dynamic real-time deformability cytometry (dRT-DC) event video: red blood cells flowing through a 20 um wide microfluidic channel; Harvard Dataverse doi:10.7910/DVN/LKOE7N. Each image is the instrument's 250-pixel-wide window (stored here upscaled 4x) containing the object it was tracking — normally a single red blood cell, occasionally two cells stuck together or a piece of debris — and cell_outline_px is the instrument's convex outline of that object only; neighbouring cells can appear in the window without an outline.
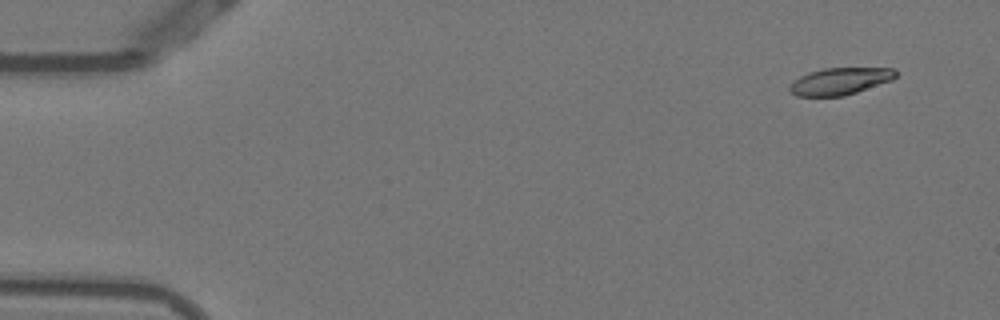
{"species": "Egyptian fruit bat (a non-hibernating species)", "species_latin": "Rousettus aegyptiacus", "temperature_condition": "warm", "stored_images_in_passage": 51, "camera_frame_rate_fps": 3000, "um_per_image_px": 0.085, "animal": {"sex": "female"}, "frame": {"image": 1, "passage_image": 1, "time_ms": 0.0, "image_size_px": [1000, 320], "cell_outline_px": [[896, 76], [892, 80], [844, 96], [796, 96], [788, 88], [800, 76], [808, 72], [824, 68], [896, 68]], "centroid_in_image_um": [71.41, 6.9], "position_along_channel_um": 13.6, "area_um2": 16.53}}
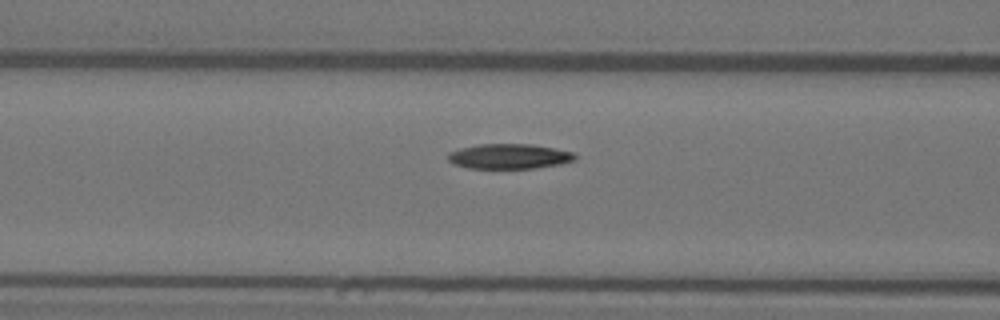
{"frame": {"image": 2, "passage_image": 19, "time_ms": 6.0, "image_size_px": [1000, 320], "cell_outline_px": [[576, 160], [560, 164], [532, 168], [468, 168], [452, 164], [448, 160], [448, 152], [460, 148], [476, 144], [532, 144], [572, 152], [576, 156]], "centroid_in_image_um": [43.23, 13.28], "position_along_channel_um": 123.4, "area_um2": 18.5}}
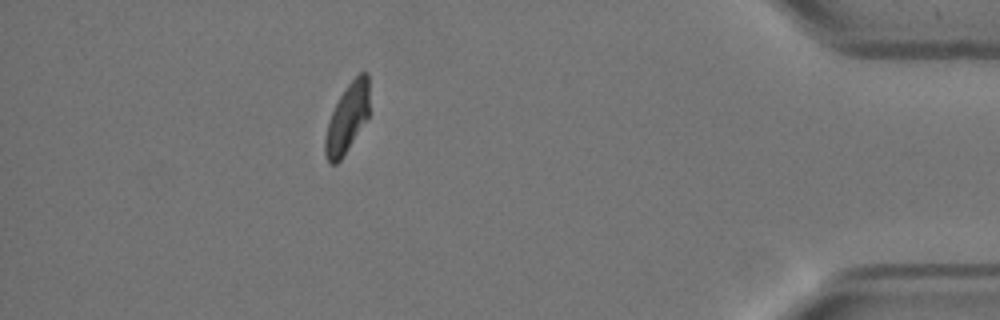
{"frame": {"image": 3, "passage_image": 45, "time_ms": 14.667, "image_size_px": [1000, 320], "cell_outline_px": [[368, 120], [340, 160], [336, 164], [332, 164], [328, 160], [324, 152], [324, 140], [328, 124], [332, 112], [340, 96], [348, 84], [360, 72], [368, 72]], "centroid_in_image_um": [29.52, 10.06], "position_along_channel_um": 405.7, "area_um2": 17.57}, "authors_computed_cell_mechanics": {"area_um2": 18.5538, "velocity_mm_per_s": 3.8101, "shape_relaxation_time_tau1_ms": 4.9258, "shape_relaxation_time_tau2_ms": 4.9927, "deformation_change_tau1": 0.1756, "deformation_change_tau2": 0.0762}}